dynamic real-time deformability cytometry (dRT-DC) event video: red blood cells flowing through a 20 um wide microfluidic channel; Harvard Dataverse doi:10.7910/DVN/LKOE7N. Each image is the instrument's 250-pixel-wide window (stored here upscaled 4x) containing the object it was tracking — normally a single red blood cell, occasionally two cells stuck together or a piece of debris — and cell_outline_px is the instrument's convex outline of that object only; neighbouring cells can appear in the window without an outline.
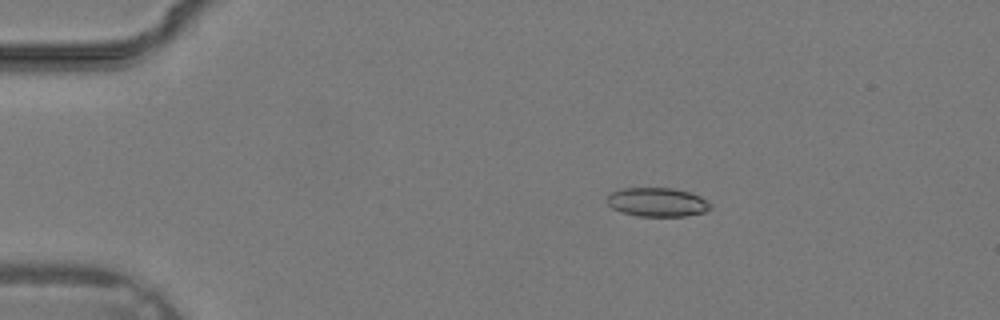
{"species": "common noctule bat (a hibernating species)", "species_latin": "Nyctalus noctula", "temperature_condition": "warm", "stored_images_in_passage": 13, "camera_frame_rate_fps": 3000, "um_per_image_px": 0.085, "animal": {"sex": "male", "body_mass_g": 19.2, "forearm_length_mm": 51.8}, "frame": {"image": 1, "passage_image": 6, "time_ms": 1.667, "image_size_px": [1000, 320], "cell_outline_px": [[712, 208], [704, 212], [684, 216], [640, 216], [620, 212], [612, 208], [604, 200], [612, 192], [620, 188], [672, 188], [692, 192], [700, 196], [712, 204]], "centroid_in_image_um": [55.86, 17.18], "position_along_channel_um": 29.1, "area_um2": 17.63}}
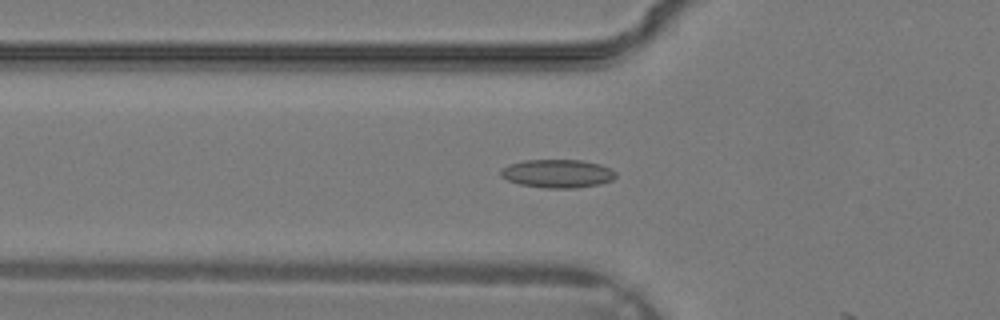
{"frame": {"image": 2, "passage_image": 12, "time_ms": 3.667, "image_size_px": [1000, 320], "cell_outline_px": [[616, 176], [612, 180], [600, 184], [576, 188], [544, 188], [520, 184], [508, 180], [500, 176], [500, 168], [508, 164], [524, 160], [580, 160], [600, 164], [612, 168], [616, 172]], "centroid_in_image_um": [47.38, 14.75], "position_along_channel_um": 78.4, "area_um2": 19.19}}